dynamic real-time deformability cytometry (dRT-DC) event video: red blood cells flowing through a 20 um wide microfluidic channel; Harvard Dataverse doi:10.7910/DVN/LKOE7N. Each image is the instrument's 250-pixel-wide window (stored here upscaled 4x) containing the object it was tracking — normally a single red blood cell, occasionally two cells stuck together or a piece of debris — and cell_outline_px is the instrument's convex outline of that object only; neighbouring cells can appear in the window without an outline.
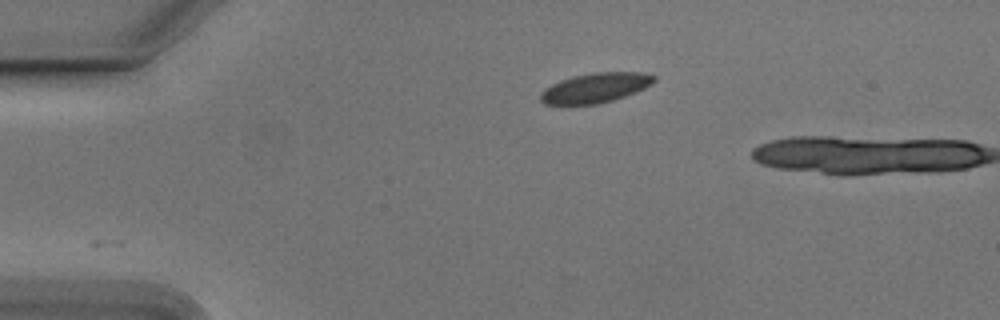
{"species": "Egyptian fruit bat (a non-hibernating species)", "species_latin": "Rousettus aegyptiacus", "temperature_condition": "cold", "stored_images_in_passage": 3, "camera_frame_rate_fps": 3000, "um_per_image_px": 0.085, "animal": {"sex": "male"}, "frame": {"image": 1, "passage_image": 1, "time_ms": 0.0, "image_size_px": [1000, 320], "cell_outline_px": [[656, 80], [652, 84], [644, 88], [624, 96], [612, 100], [596, 104], [544, 104], [540, 100], [540, 92], [544, 88], [560, 80], [572, 76], [592, 72], [640, 72], [656, 76]], "centroid_in_image_um": [50.58, 7.45], "position_along_channel_um": 34.4, "area_um2": 19.65}}